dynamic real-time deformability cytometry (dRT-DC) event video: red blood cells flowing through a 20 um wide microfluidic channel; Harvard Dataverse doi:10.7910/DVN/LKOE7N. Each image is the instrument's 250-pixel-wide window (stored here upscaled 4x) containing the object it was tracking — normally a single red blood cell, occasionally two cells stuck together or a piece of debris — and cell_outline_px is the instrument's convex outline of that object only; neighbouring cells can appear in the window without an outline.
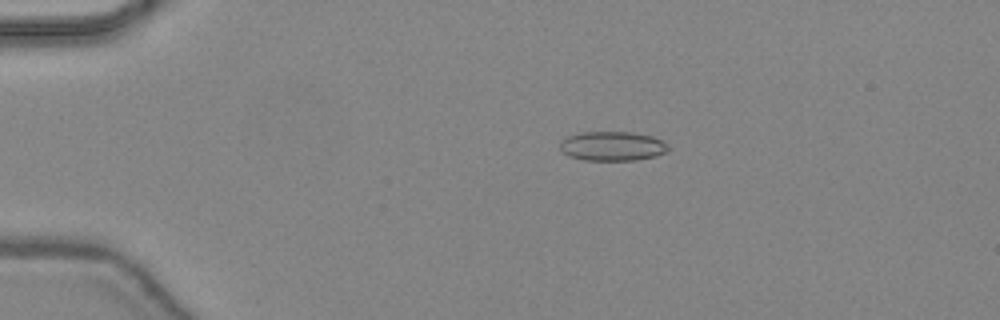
{"species": "common noctule bat (a hibernating species)", "species_latin": "Nyctalus noctula", "temperature_condition": "warm", "stored_images_in_passage": 30, "camera_frame_rate_fps": 3000, "um_per_image_px": 0.085, "animal": {"sex": "female", "body_mass_g": 24.6, "forearm_length_mm": 56.2}, "frame": {"image": 1, "passage_image": 11, "time_ms": 3.333, "image_size_px": [1000, 320], "cell_outline_px": [[668, 148], [664, 152], [656, 156], [636, 160], [584, 160], [568, 156], [560, 152], [560, 144], [568, 136], [580, 132], [632, 132], [652, 136], [664, 140], [668, 144]], "centroid_in_image_um": [52.05, 12.42], "position_along_channel_um": 33.0, "area_um2": 18.61}}